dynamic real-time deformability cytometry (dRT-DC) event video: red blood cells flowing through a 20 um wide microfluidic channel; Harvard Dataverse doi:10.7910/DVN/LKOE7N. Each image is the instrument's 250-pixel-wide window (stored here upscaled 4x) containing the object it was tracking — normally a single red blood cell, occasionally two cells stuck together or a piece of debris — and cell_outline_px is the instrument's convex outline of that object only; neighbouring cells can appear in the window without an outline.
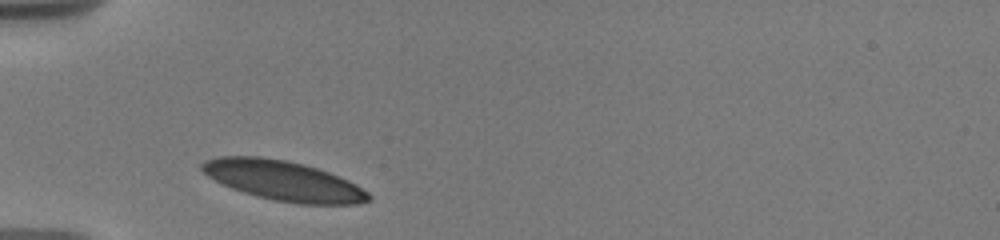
{"species": "human", "species_latin": "Homo sapiens", "temperature_condition": "warm", "stored_images_in_passage": 4, "camera_frame_rate_fps": 3000, "um_per_image_px": 0.085, "donor": {"sex": "male"}, "frame": {"image": 1, "passage_image": 1, "time_ms": 0.0, "image_size_px": [1000, 240], "cell_outline_px": [[372, 196], [368, 200], [356, 204], [300, 204], [276, 200], [256, 196], [232, 188], [208, 176], [200, 168], [200, 164], [204, 160], [220, 156], [260, 156], [284, 160], [304, 164], [328, 172], [348, 180], [356, 184], [368, 192]], "centroid_in_image_um": [24.08, 15.35], "position_along_channel_um": 60.9, "area_um2": 38.38}}
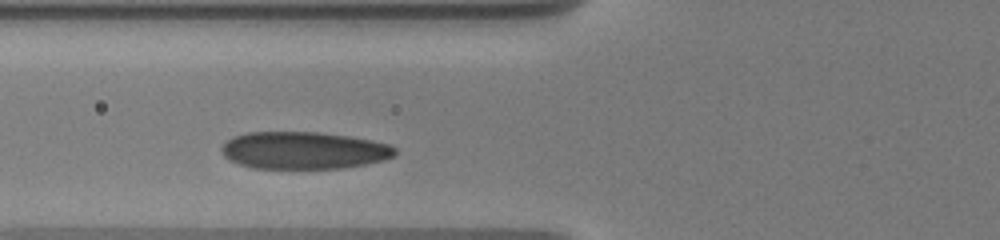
{"frame": {"image": 2, "passage_image": 3, "time_ms": 1.333, "image_size_px": [1000, 240], "cell_outline_px": [[396, 156], [384, 160], [364, 164], [340, 168], [252, 168], [228, 160], [220, 152], [220, 148], [232, 136], [248, 132], [316, 132], [348, 136], [372, 140], [388, 144], [396, 148]], "centroid_in_image_um": [25.8, 12.78], "position_along_channel_um": 100.0, "area_um2": 37.74}}
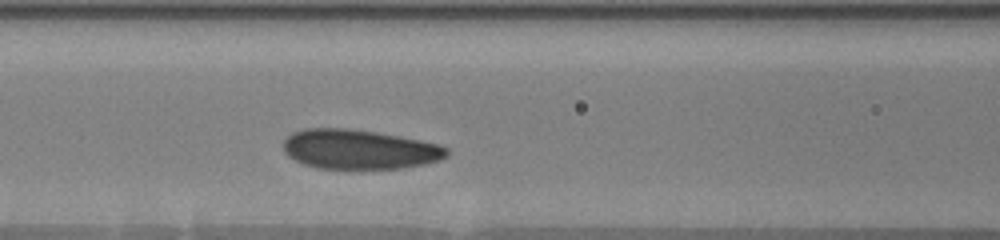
{"frame": {"image": 3, "passage_image": 4, "time_ms": 2.333, "image_size_px": [1000, 240], "cell_outline_px": [[448, 156], [440, 160], [424, 164], [400, 168], [316, 168], [304, 164], [288, 156], [284, 152], [284, 140], [292, 132], [304, 128], [348, 128], [376, 132], [400, 136], [440, 144], [448, 148]], "centroid_in_image_um": [30.54, 12.68], "position_along_channel_um": 136.1, "area_um2": 37.69}}